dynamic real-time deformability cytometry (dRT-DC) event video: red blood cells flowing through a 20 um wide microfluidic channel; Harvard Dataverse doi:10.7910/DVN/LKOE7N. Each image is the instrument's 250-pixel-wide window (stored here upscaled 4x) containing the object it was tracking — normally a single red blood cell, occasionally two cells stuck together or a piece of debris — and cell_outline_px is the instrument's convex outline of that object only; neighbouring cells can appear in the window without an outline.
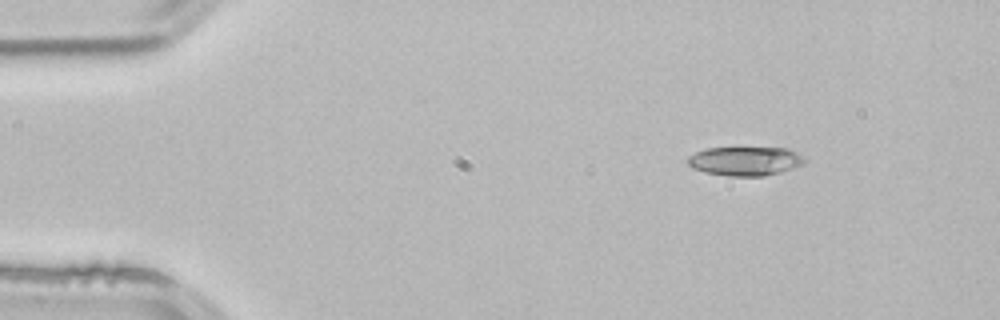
{"species": "common noctule bat (a hibernating species)", "species_latin": "Nyctalus noctula", "temperature_condition": "room temperature", "stored_images_in_passage": 3, "camera_frame_rate_fps": 3000, "um_per_image_px": 0.085, "animal": {"sex": "male", "body_mass_g": 21.5, "forearm_length_mm": 52.0}, "frame": {"image": 1, "passage_image": 1, "time_ms": 0.0, "image_size_px": [1000, 320], "cell_outline_px": [[804, 160], [800, 164], [792, 168], [780, 172], [764, 176], [728, 176], [704, 172], [692, 168], [688, 164], [688, 156], [696, 152], [708, 148], [788, 148], [796, 152]], "centroid_in_image_um": [63.28, 13.69], "position_along_channel_um": 21.7, "area_um2": 19.48}}